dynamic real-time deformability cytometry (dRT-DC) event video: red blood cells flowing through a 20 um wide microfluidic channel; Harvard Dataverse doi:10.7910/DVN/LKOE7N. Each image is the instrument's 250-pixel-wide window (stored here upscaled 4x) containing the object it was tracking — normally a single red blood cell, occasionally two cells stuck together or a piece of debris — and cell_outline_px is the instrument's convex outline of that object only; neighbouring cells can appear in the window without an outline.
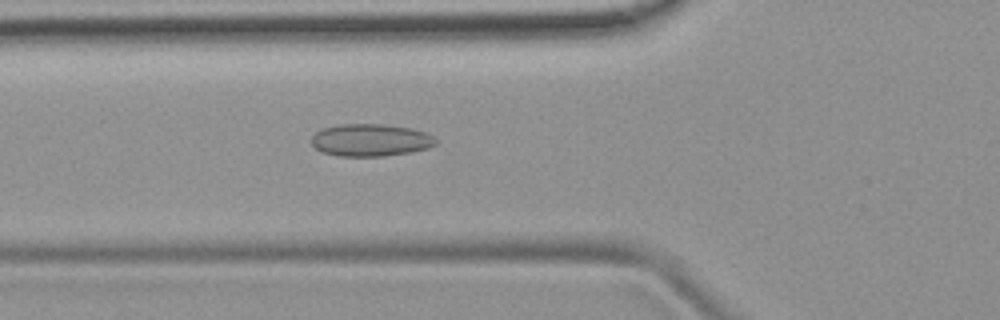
{"species": "common noctule bat (a hibernating species)", "species_latin": "Nyctalus noctula", "temperature_condition": "room temperature", "stored_images_in_passage": 35, "camera_frame_rate_fps": 3000, "um_per_image_px": 0.085, "animal": {"sex": "female", "body_mass_g": 19.9}, "frame": {"image": 1, "passage_image": 6, "time_ms": 1.667, "image_size_px": [1000, 320], "cell_outline_px": [[436, 144], [428, 148], [412, 152], [380, 156], [340, 156], [320, 152], [312, 144], [312, 136], [316, 132], [324, 128], [340, 124], [380, 124], [412, 128], [428, 132], [436, 140]], "centroid_in_image_um": [31.51, 11.91], "position_along_channel_um": 94.3, "area_um2": 23.47}}
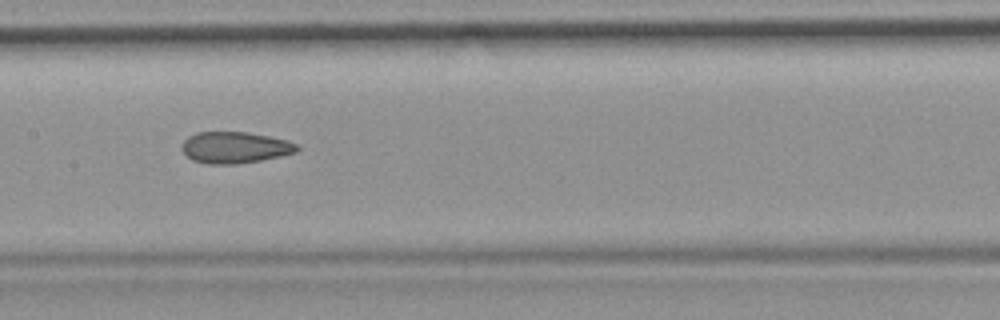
{"frame": {"image": 2, "passage_image": 13, "time_ms": 4.0, "image_size_px": [1000, 320], "cell_outline_px": [[300, 148], [296, 152], [280, 156], [260, 160], [236, 164], [208, 164], [192, 160], [184, 152], [184, 140], [188, 136], [196, 132], [244, 132], [268, 136], [288, 140], [296, 144]], "centroid_in_image_um": [19.98, 12.53], "position_along_channel_um": 187.4, "area_um2": 20.87}}
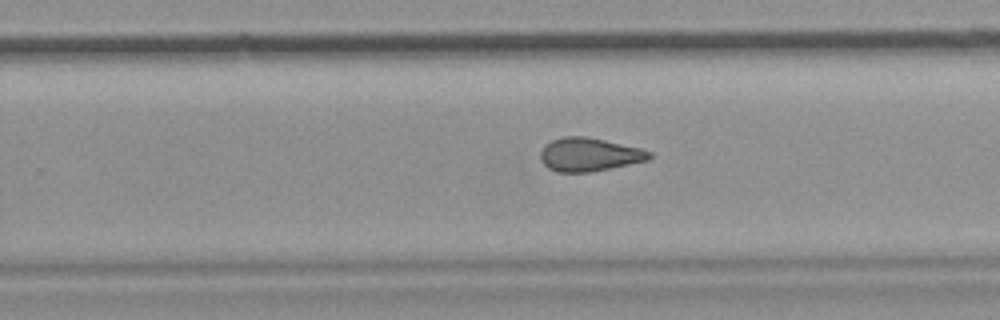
{"frame": {"image": 3, "passage_image": 20, "time_ms": 6.333, "image_size_px": [1000, 320], "cell_outline_px": [[652, 156], [648, 160], [592, 172], [556, 172], [548, 168], [540, 160], [540, 152], [544, 144], [552, 140], [564, 136], [584, 136], [604, 140], [640, 148], [652, 152]], "centroid_in_image_um": [50.05, 13.14], "position_along_channel_um": 279.7, "area_um2": 21.27}, "authors_computed_cell_mechanics": {"area_um2": 21.5016, "velocity_mm_per_s": 3.9732, "shape_relaxation_time_tau1_ms": null, "shape_relaxation_time_tau2_ms": 2.2966, "deformation_change_tau1": null, "deformation_change_tau2": 0.0883}}